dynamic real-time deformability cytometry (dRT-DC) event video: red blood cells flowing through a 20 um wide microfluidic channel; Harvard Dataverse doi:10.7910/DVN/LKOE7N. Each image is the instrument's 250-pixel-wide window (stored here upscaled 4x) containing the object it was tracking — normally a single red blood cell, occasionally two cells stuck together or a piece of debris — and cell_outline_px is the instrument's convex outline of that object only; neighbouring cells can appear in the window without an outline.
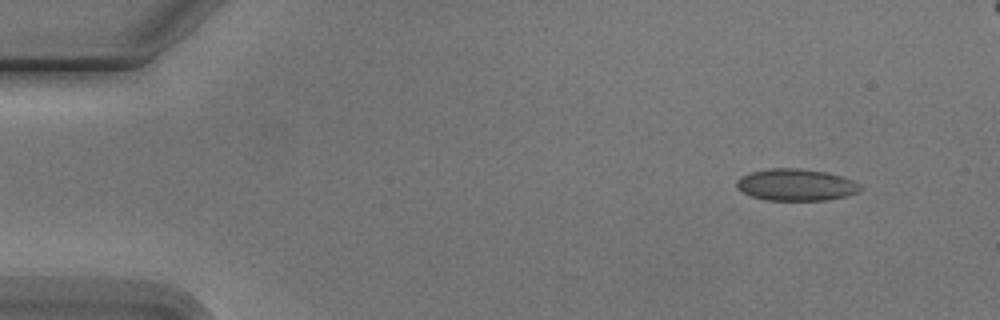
{"species": "Egyptian fruit bat (a non-hibernating species)", "species_latin": "Rousettus aegyptiacus", "temperature_condition": "cold", "stored_images_in_passage": 3, "camera_frame_rate_fps": 3000, "um_per_image_px": 0.085, "animal": {"sex": "male"}, "frame": {"image": 1, "passage_image": 1, "time_ms": 0.0, "image_size_px": [1000, 320], "cell_outline_px": [[860, 188], [856, 192], [844, 196], [828, 200], [764, 200], [752, 196], [736, 188], [736, 180], [740, 176], [752, 172], [772, 168], [800, 168], [824, 172], [840, 176], [852, 180], [860, 184]], "centroid_in_image_um": [67.61, 15.71], "position_along_channel_um": 17.4, "area_um2": 22.72}}